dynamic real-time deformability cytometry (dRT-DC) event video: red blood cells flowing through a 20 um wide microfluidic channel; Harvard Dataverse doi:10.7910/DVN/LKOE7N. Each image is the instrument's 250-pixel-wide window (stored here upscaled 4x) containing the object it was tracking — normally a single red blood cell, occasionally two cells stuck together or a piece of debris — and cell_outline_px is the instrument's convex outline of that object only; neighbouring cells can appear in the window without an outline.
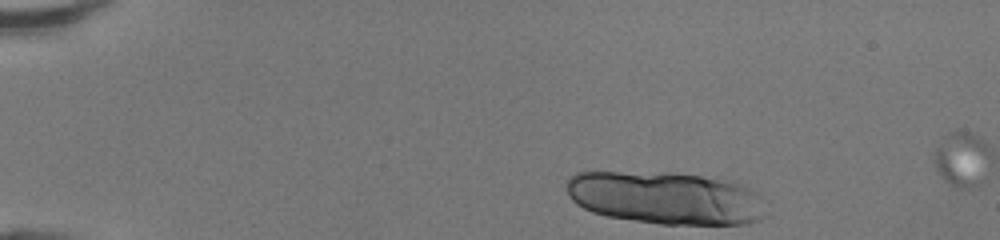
{"species": "human", "species_latin": "Homo sapiens", "temperature_condition": "room temperature", "stored_images_in_passage": 13, "camera_frame_rate_fps": 3000, "um_per_image_px": 0.085, "donor": {"sex": "female"}, "frame": {"image": 1, "passage_image": 1, "time_ms": 0.0, "image_size_px": [1000, 240], "cell_outline_px": [[764, 216], [760, 220], [748, 224], [660, 224], [632, 220], [608, 216], [592, 212], [576, 204], [568, 196], [564, 184], [576, 172], [676, 172], [736, 180], [760, 192]], "centroid_in_image_um": [56.62, 16.8], "position_along_channel_um": 28.4, "area_um2": 62.37}}